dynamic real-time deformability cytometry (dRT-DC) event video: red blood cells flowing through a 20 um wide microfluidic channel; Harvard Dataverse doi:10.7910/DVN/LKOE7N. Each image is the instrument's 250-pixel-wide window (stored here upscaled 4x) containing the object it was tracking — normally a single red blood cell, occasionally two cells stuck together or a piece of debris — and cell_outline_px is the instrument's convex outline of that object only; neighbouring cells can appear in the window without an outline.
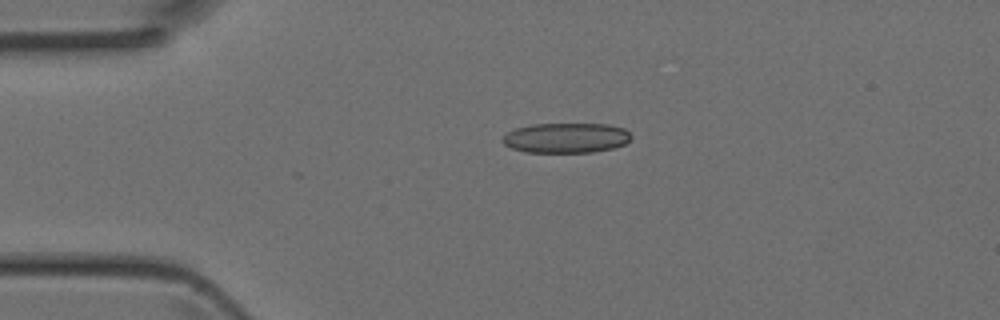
{"species": "Egyptian fruit bat (a non-hibernating species)", "species_latin": "Rousettus aegyptiacus", "temperature_condition": "room temperature", "stored_images_in_passage": 4, "camera_frame_rate_fps": 3000, "um_per_image_px": 0.085, "animal": {"sex": "female"}, "frame": {"image": 1, "passage_image": 3, "time_ms": 0.667, "image_size_px": [1000, 320], "cell_outline_px": [[632, 136], [624, 144], [612, 148], [592, 152], [524, 152], [512, 148], [504, 144], [500, 140], [508, 132], [516, 128], [532, 124], [608, 124], [624, 128]], "centroid_in_image_um": [48.1, 11.72], "position_along_channel_um": 36.9, "area_um2": 22.43}}